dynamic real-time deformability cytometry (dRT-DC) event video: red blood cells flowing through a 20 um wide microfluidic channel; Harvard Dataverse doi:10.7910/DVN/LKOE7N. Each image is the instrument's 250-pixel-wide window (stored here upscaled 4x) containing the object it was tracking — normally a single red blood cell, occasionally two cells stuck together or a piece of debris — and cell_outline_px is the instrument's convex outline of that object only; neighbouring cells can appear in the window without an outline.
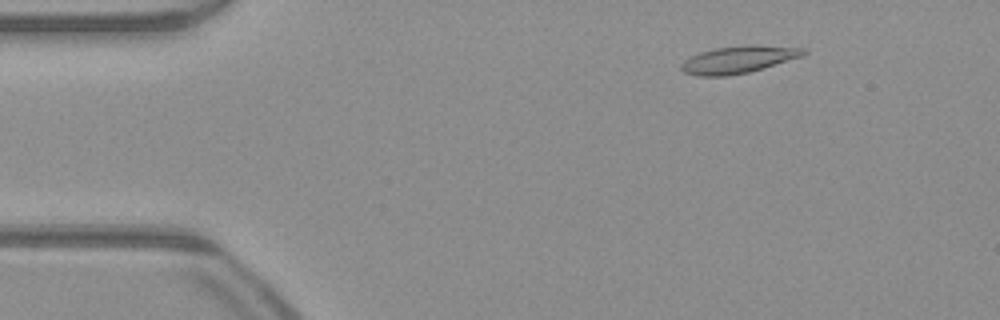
{"species": "common noctule bat (a hibernating species)", "species_latin": "Nyctalus noctula", "temperature_condition": "warm", "stored_images_in_passage": 51, "camera_frame_rate_fps": 3000, "um_per_image_px": 0.085, "animal": {"sex": "male", "body_mass_g": 23.1, "forearm_length_mm": 52.7}, "frame": {"image": 1, "passage_image": 7, "time_ms": 2.0, "image_size_px": [1000, 320], "cell_outline_px": [[808, 52], [804, 56], [764, 68], [748, 72], [728, 76], [700, 76], [684, 72], [680, 68], [680, 64], [684, 60], [700, 52], [712, 48], [756, 44], [804, 48]], "centroid_in_image_um": [62.8, 5.05], "position_along_channel_um": 22.2, "area_um2": 19.59}}
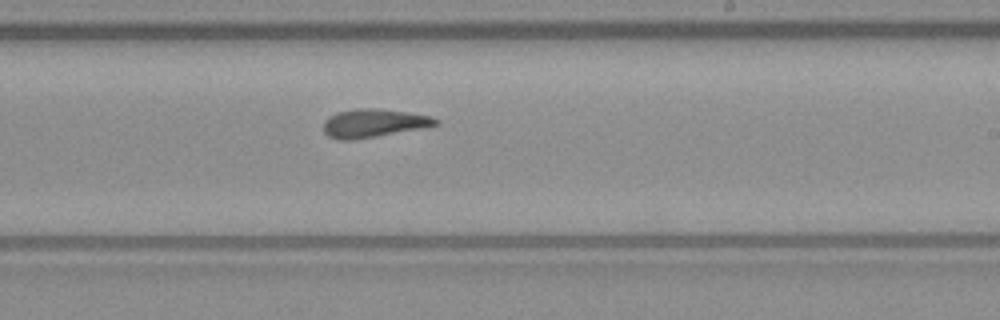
{"frame": {"image": 2, "passage_image": 30, "time_ms": 9.667, "image_size_px": [1000, 320], "cell_outline_px": [[440, 124], [420, 128], [376, 136], [352, 140], [340, 140], [328, 136], [324, 132], [324, 120], [328, 116], [336, 112], [360, 108], [376, 108], [408, 112], [432, 116], [440, 120]], "centroid_in_image_um": [31.75, 10.46], "position_along_channel_um": 257.3, "area_um2": 18.5}}
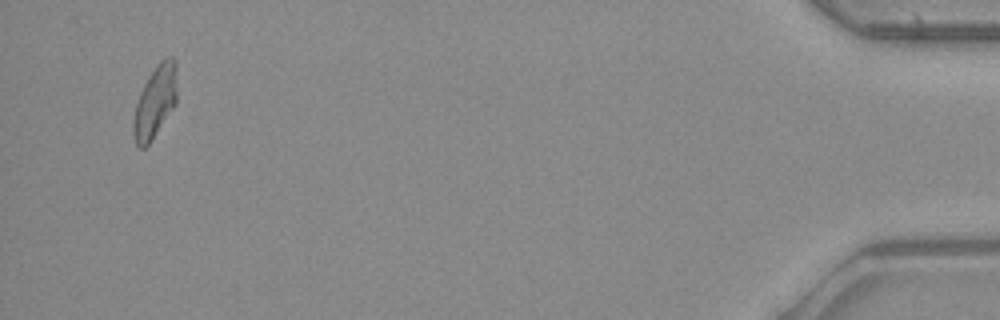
{"frame": {"image": 3, "passage_image": 49, "time_ms": 16.0, "image_size_px": [1000, 320], "cell_outline_px": [[176, 104], [148, 144], [144, 148], [140, 148], [136, 144], [132, 132], [132, 124], [136, 104], [140, 92], [148, 76], [156, 64], [160, 60], [168, 56], [172, 56], [176, 60]], "centroid_in_image_um": [13.18, 8.61], "position_along_channel_um": 422.0, "area_um2": 18.32}, "authors_computed_cell_mechanics": {"area_um2": 18.3226, "velocity_mm_per_s": 4.0389, "shape_relaxation_time_tau1_ms": 6.1236, "shape_relaxation_time_tau2_ms": 2.0546, "deformation_change_tau1": 0.1788, "deformation_change_tau2": 0.093}}